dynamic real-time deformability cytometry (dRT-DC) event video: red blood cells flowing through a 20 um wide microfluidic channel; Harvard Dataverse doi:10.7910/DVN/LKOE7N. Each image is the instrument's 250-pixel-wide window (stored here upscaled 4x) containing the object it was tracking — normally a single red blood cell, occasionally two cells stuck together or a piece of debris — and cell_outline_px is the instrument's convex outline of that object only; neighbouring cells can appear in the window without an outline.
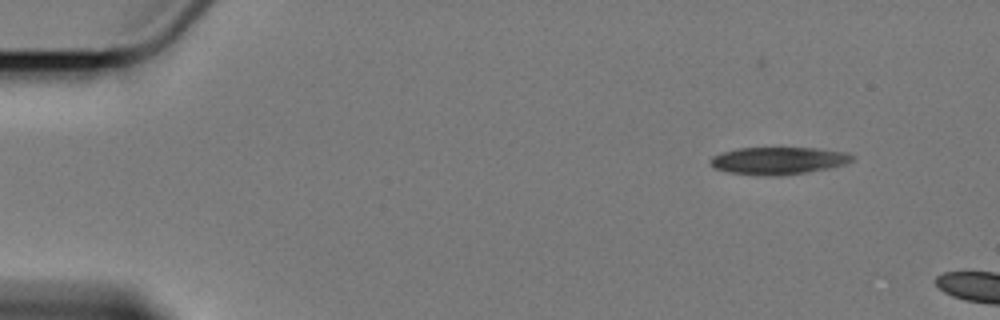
{"species": "Egyptian fruit bat (a non-hibernating species)", "species_latin": "Rousettus aegyptiacus", "temperature_condition": "cold", "stored_images_in_passage": 3, "camera_frame_rate_fps": 3000, "um_per_image_px": 0.085, "animal": {"sex": "female"}, "frame": {"image": 1, "passage_image": 1, "time_ms": 0.0, "image_size_px": [1000, 320], "cell_outline_px": [[852, 160], [844, 164], [832, 168], [808, 172], [780, 176], [760, 176], [728, 172], [712, 168], [708, 164], [708, 160], [712, 156], [720, 152], [736, 148], [816, 148], [848, 152], [852, 156]], "centroid_in_image_um": [66.09, 13.66], "position_along_channel_um": 18.9, "area_um2": 23.06}}